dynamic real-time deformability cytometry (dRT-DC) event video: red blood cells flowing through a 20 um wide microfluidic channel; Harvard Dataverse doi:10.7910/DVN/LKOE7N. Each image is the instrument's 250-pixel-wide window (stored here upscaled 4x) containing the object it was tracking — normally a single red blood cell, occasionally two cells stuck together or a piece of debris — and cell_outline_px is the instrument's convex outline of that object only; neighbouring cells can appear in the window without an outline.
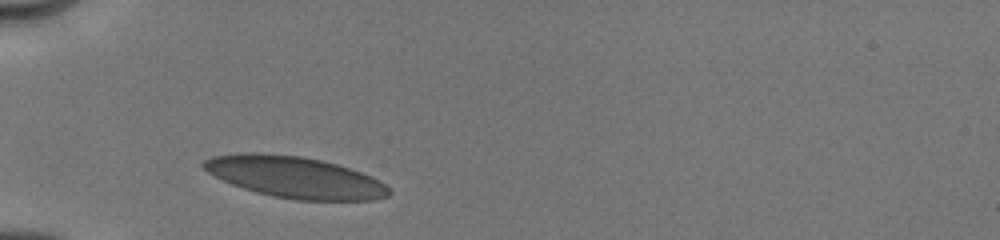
{"species": "human", "species_latin": "Homo sapiens", "temperature_condition": "cold", "stored_images_in_passage": 2, "camera_frame_rate_fps": 3000, "um_per_image_px": 0.085, "donor": {"sex": "male"}, "frame": {"image": 1, "passage_image": 1, "time_ms": 0.0, "image_size_px": [1000, 240], "cell_outline_px": [[392, 192], [388, 196], [372, 200], [296, 200], [272, 196], [256, 192], [232, 184], [208, 172], [200, 164], [204, 160], [212, 156], [240, 152], [260, 152], [300, 156], [320, 160], [336, 164], [360, 172], [380, 180]], "centroid_in_image_um": [25.04, 15.05], "position_along_channel_um": 60.0, "area_um2": 44.56}}